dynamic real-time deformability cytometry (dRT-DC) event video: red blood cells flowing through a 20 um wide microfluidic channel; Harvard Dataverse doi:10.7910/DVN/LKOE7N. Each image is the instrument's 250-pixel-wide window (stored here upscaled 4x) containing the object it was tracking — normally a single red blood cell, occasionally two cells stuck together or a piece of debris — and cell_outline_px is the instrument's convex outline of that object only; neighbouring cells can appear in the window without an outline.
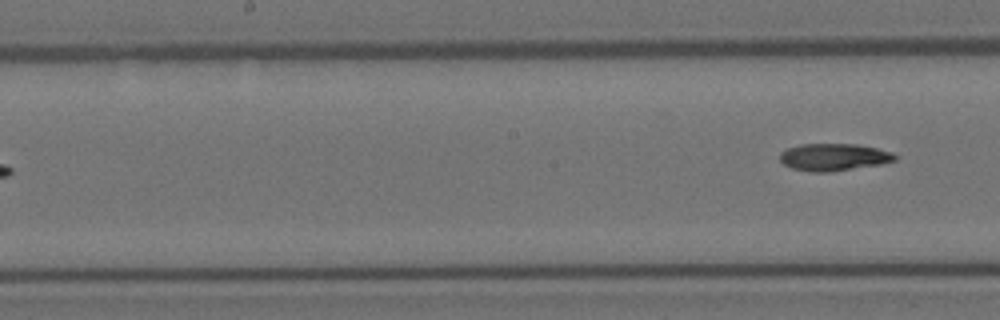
{"species": "Egyptian fruit bat (a non-hibernating species)", "species_latin": "Rousettus aegyptiacus", "temperature_condition": "room temperature", "stored_images_in_passage": 10, "segment_of_instrument_passage": [2, 2], "camera_frame_rate_fps": 3000, "um_per_image_px": 0.085, "animal": {"sex": "female"}, "frame": {"image": 1, "passage_image": 10, "time_ms": 3.0, "image_size_px": [1000, 320], "cell_outline_px": [[896, 160], [880, 164], [828, 172], [812, 172], [792, 168], [784, 164], [780, 160], [780, 152], [788, 148], [800, 144], [856, 144], [876, 148], [892, 152], [896, 156]], "centroid_in_image_um": [70.85, 13.35], "position_along_channel_um": 177.4, "area_um2": 18.09}}